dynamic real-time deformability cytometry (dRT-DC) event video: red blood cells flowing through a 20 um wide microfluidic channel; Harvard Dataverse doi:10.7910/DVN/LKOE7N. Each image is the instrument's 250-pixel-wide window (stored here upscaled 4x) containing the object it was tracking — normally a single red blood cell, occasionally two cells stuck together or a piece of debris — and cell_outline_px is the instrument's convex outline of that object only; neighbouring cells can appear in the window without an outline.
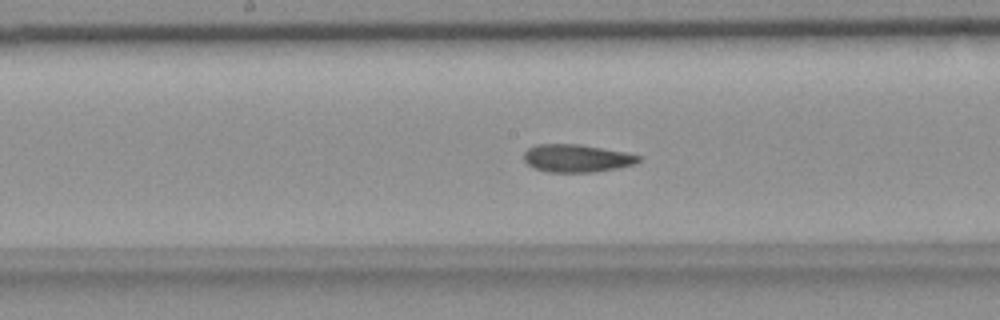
{"species": "common noctule bat (a hibernating species)", "species_latin": "Nyctalus noctula", "temperature_condition": "room temperature", "stored_images_in_passage": 35, "camera_frame_rate_fps": 3000, "um_per_image_px": 0.085, "animal": {"sex": "female", "body_mass_g": 18.4}, "frame": {"image": 1, "passage_image": 13, "time_ms": 4.0, "image_size_px": [1000, 320], "cell_outline_px": [[640, 160], [632, 164], [616, 168], [592, 172], [548, 172], [536, 168], [528, 164], [524, 160], [524, 152], [528, 148], [536, 144], [580, 144], [624, 152], [640, 156]], "centroid_in_image_um": [48.98, 13.44], "position_along_channel_um": 199.2, "area_um2": 18.32}}
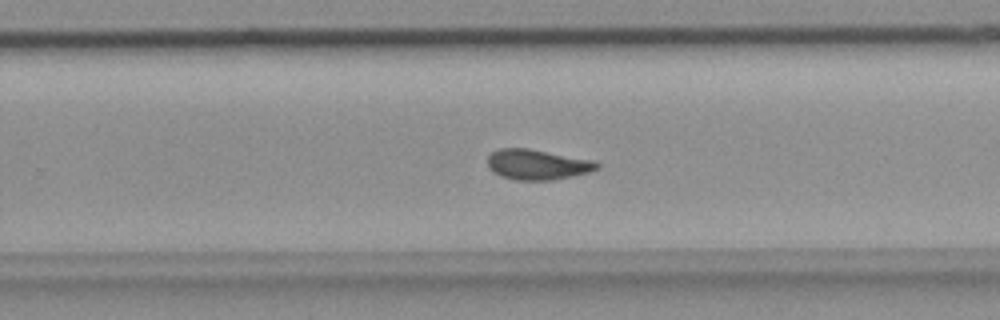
{"frame": {"image": 2, "passage_image": 20, "time_ms": 6.333, "image_size_px": [1000, 320], "cell_outline_px": [[600, 168], [588, 172], [572, 176], [552, 180], [516, 180], [500, 176], [488, 164], [488, 156], [492, 152], [500, 148], [528, 148], [592, 160], [600, 164]], "centroid_in_image_um": [45.69, 13.98], "position_along_channel_um": 284.1, "area_um2": 19.07}}
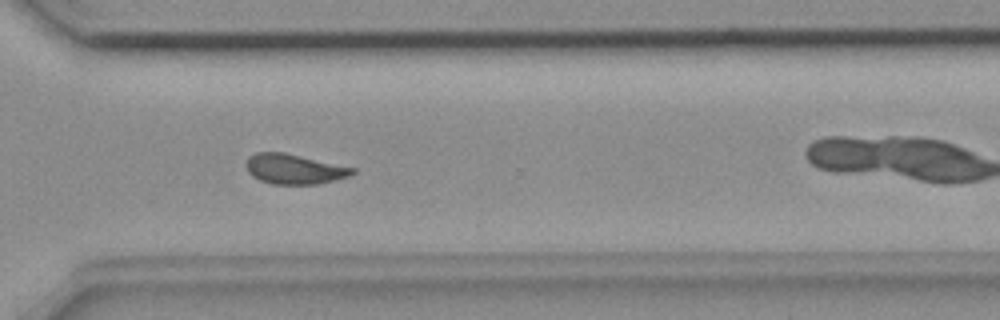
{"frame": {"image": 3, "passage_image": 25, "time_ms": 8.0, "image_size_px": [1000, 320], "cell_outline_px": [[356, 172], [348, 176], [320, 184], [272, 184], [260, 180], [252, 176], [248, 172], [248, 156], [256, 152], [284, 152], [356, 168]], "centroid_in_image_um": [25.03, 14.37], "position_along_channel_um": 345.6, "area_um2": 18.5}, "authors_computed_cell_mechanics": {"area_um2": 18.5538, "velocity_mm_per_s": 3.6573, "shape_relaxation_time_tau1_ms": null, "shape_relaxation_time_tau2_ms": 3.2077, "deformation_change_tau1": null, "deformation_change_tau2": 0.0959}}